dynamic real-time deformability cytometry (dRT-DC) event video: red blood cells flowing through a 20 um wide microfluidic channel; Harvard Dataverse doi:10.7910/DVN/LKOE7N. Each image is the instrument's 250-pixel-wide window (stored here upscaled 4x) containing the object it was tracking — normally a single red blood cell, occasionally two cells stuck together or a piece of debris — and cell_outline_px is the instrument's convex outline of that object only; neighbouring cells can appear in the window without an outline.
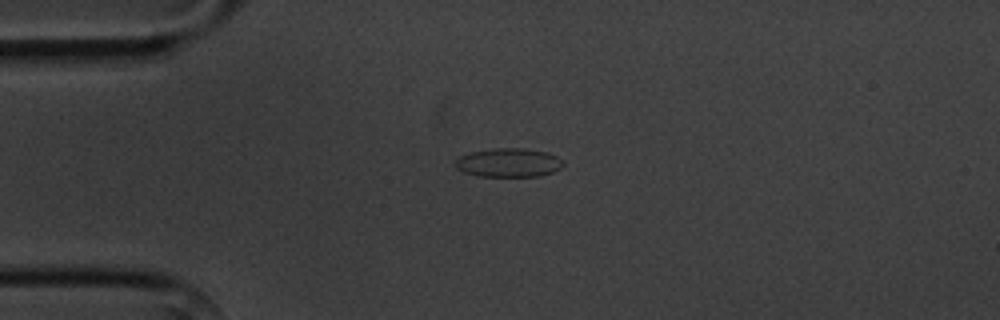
{"species": "common noctule bat (a hibernating species)", "species_latin": "Nyctalus noctula", "temperature_condition": "cold", "stored_images_in_passage": 8, "camera_frame_rate_fps": 3000, "um_per_image_px": 0.085, "animal": {"sex": "male", "body_mass_g": 20.1, "forearm_length_mm": 53.5}, "frame": {"image": 1, "passage_image": 3, "time_ms": 3.333, "image_size_px": [1000, 320], "cell_outline_px": [[564, 164], [560, 168], [552, 172], [540, 176], [476, 176], [464, 172], [456, 168], [456, 160], [460, 156], [468, 152], [492, 148], [524, 148], [548, 152], [564, 160]], "centroid_in_image_um": [43.24, 13.81], "position_along_channel_um": 41.8, "area_um2": 18.26}}
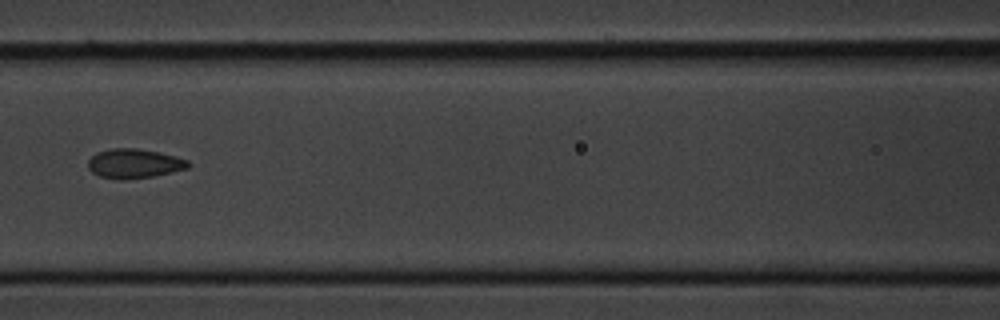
{"frame": {"image": 2, "passage_image": 6, "time_ms": 7.0, "image_size_px": [1000, 320], "cell_outline_px": [[192, 164], [188, 168], [152, 176], [124, 180], [120, 180], [100, 176], [92, 172], [88, 168], [88, 160], [96, 152], [112, 148], [136, 148], [176, 156], [188, 160]], "centroid_in_image_um": [11.39, 13.9], "position_along_channel_um": 155.2, "area_um2": 17.11}}
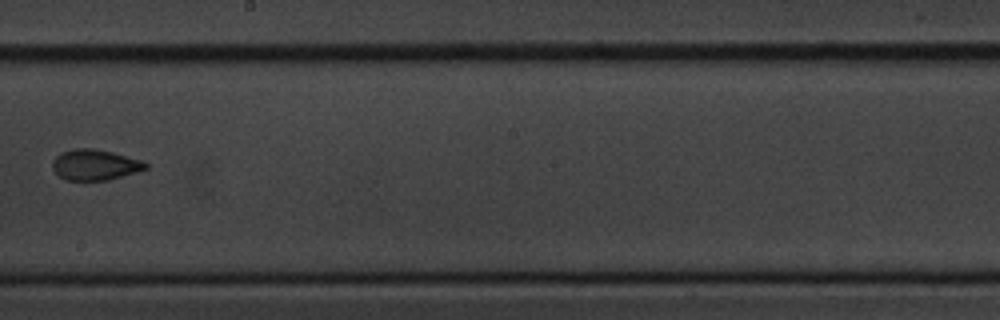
{"frame": {"image": 3, "passage_image": 8, "time_ms": 9.333, "image_size_px": [1000, 320], "cell_outline_px": [[148, 168], [108, 180], [64, 180], [52, 168], [52, 160], [60, 152], [76, 148], [92, 148], [112, 152], [140, 160], [148, 164]], "centroid_in_image_um": [8.03, 14.0], "position_along_channel_um": 240.2, "area_um2": 16.53}}